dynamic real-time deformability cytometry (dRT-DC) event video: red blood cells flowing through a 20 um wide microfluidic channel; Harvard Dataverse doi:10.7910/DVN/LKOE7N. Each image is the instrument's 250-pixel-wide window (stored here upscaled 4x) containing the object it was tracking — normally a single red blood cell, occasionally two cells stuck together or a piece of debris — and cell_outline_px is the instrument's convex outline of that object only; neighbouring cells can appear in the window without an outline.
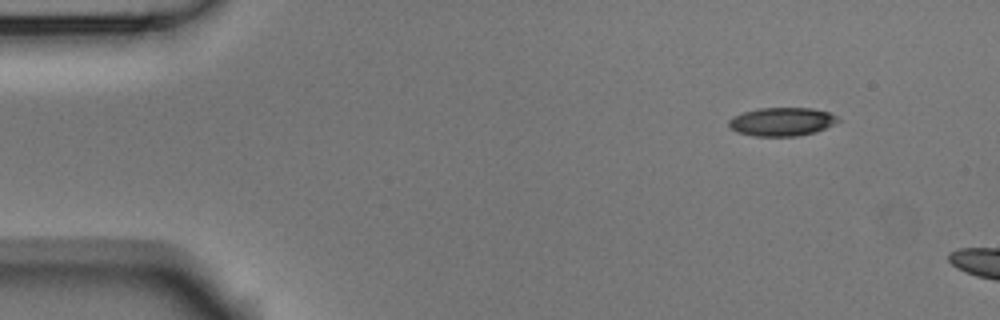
{"species": "Egyptian fruit bat (a non-hibernating species)", "species_latin": "Rousettus aegyptiacus", "temperature_condition": "room temperature", "stored_images_in_passage": 2, "camera_frame_rate_fps": 3000, "um_per_image_px": 0.085, "animal": {"sex": "male"}, "frame": {"image": 1, "passage_image": 1, "time_ms": 0.0, "image_size_px": [1000, 320], "cell_outline_px": [[840, 120], [836, 124], [816, 132], [796, 136], [752, 136], [736, 132], [728, 124], [728, 120], [732, 116], [744, 112], [760, 108], [812, 108], [828, 112], [836, 116]], "centroid_in_image_um": [66.46, 10.35], "position_along_channel_um": 18.5, "area_um2": 18.21}}